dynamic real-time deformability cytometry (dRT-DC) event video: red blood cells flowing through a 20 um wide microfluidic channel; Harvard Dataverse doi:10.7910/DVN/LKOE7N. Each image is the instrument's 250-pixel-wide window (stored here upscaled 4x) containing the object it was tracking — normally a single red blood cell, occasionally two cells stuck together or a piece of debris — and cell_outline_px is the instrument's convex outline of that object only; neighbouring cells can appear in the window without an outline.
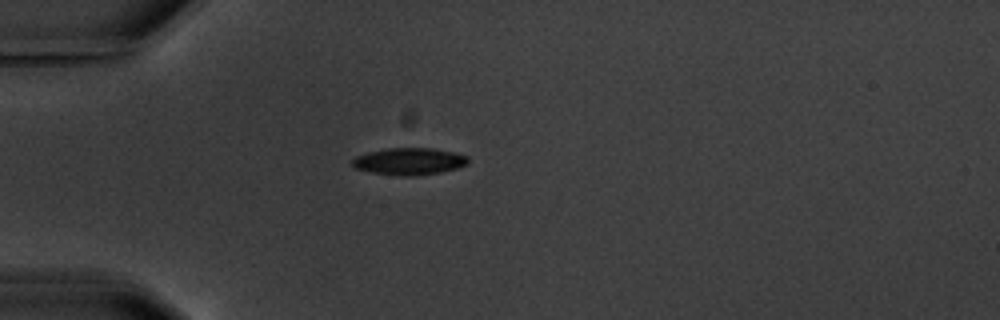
{"species": "common noctule bat (a hibernating species)", "species_latin": "Nyctalus noctula", "temperature_condition": "warm", "stored_images_in_passage": 1, "camera_frame_rate_fps": 3000, "um_per_image_px": 0.085, "animal": {"sex": "male", "body_mass_g": 20.1, "forearm_length_mm": 53.5}, "frame": {"image": 1, "passage_image": 1, "time_ms": 0.0, "image_size_px": [1000, 320], "cell_outline_px": [[468, 164], [456, 168], [440, 172], [416, 176], [400, 176], [372, 172], [356, 168], [352, 164], [352, 160], [356, 156], [368, 152], [388, 148], [432, 148], [452, 152], [468, 156]], "centroid_in_image_um": [34.79, 13.71], "position_along_channel_um": 50.2, "area_um2": 18.09}}